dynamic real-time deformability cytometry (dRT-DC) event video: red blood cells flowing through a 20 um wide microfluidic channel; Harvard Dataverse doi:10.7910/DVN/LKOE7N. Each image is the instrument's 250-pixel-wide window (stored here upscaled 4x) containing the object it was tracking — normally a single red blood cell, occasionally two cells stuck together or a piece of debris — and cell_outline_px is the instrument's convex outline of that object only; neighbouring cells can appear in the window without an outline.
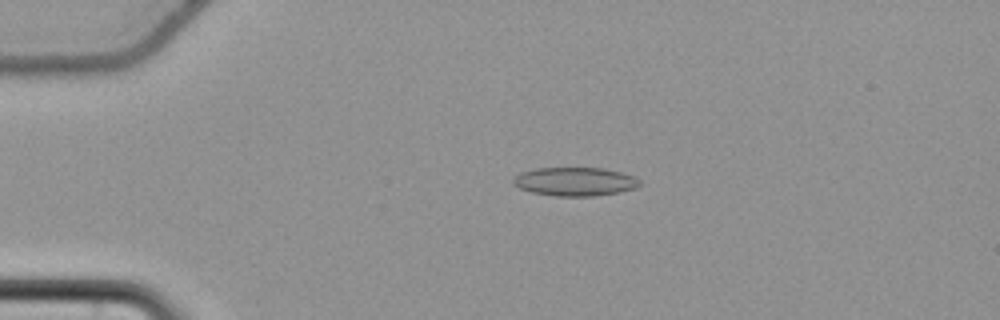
{"species": "common noctule bat (a hibernating species)", "species_latin": "Nyctalus noctula", "temperature_condition": "cold", "stored_images_in_passage": 57, "camera_frame_rate_fps": 3000, "um_per_image_px": 0.085, "animal": {"sex": "female", "body_mass_g": 22.7, "forearm_length_mm": 54.2}, "frame": {"image": 1, "passage_image": 14, "time_ms": 4.333, "image_size_px": [1000, 320], "cell_outline_px": [[640, 184], [636, 188], [620, 192], [592, 196], [552, 196], [532, 192], [520, 188], [512, 184], [512, 180], [520, 172], [536, 168], [604, 168], [620, 172], [632, 176], [640, 180]], "centroid_in_image_um": [48.85, 15.44], "position_along_channel_um": 36.1, "area_um2": 21.1}}
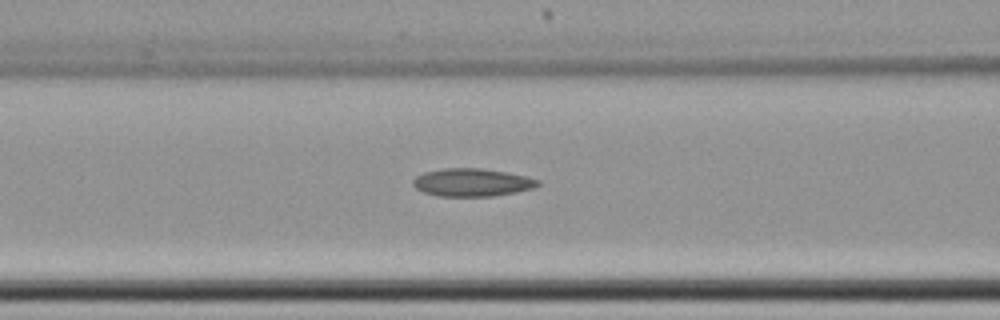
{"frame": {"image": 2, "passage_image": 25, "time_ms": 8.0, "image_size_px": [1000, 320], "cell_outline_px": [[540, 184], [536, 188], [516, 192], [492, 196], [440, 196], [424, 192], [416, 188], [412, 184], [412, 180], [416, 176], [424, 172], [444, 168], [480, 168], [528, 176], [540, 180]], "centroid_in_image_um": [40.15, 15.5], "position_along_channel_um": 126.5, "area_um2": 20.35}}
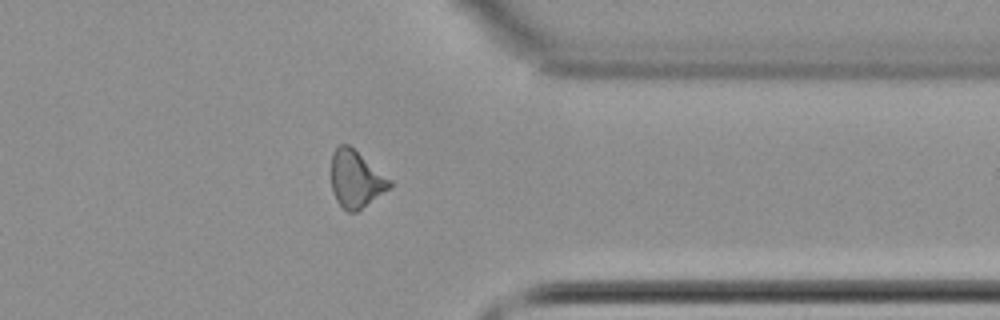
{"frame": {"image": 3, "passage_image": 46, "time_ms": 15.0, "image_size_px": [1000, 320], "cell_outline_px": [[392, 184], [388, 188], [356, 212], [348, 212], [336, 200], [332, 192], [332, 152], [340, 144], [348, 144], [392, 180]], "centroid_in_image_um": [30.23, 15.21], "position_along_channel_um": 381.2, "area_um2": 19.02}}